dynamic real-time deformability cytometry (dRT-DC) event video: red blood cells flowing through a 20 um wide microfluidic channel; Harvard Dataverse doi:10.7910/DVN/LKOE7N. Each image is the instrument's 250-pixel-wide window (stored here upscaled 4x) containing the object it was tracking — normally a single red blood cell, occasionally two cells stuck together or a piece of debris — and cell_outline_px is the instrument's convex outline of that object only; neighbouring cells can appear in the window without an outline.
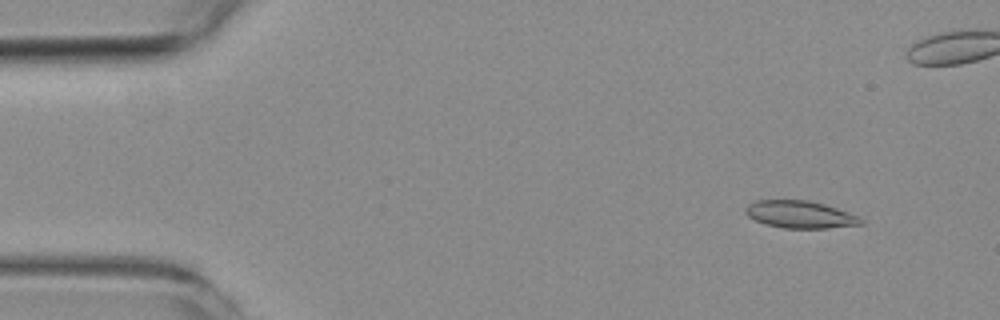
{"species": "common noctule bat (a hibernating species)", "species_latin": "Nyctalus noctula", "temperature_condition": "room temperature", "stored_images_in_passage": 6, "camera_frame_rate_fps": 3000, "um_per_image_px": 0.085, "animal": {"sex": "female", "body_mass_g": 19.3, "forearm_length_mm": 54.1}, "frame": {"image": 1, "passage_image": 2, "time_ms": 1.0, "image_size_px": [1000, 320], "cell_outline_px": [[864, 224], [828, 228], [784, 228], [764, 224], [748, 216], [744, 212], [744, 208], [748, 204], [756, 200], [804, 200], [824, 204], [836, 208], [856, 216], [864, 220]], "centroid_in_image_um": [67.96, 18.23], "position_along_channel_um": 17.0, "area_um2": 18.26}}